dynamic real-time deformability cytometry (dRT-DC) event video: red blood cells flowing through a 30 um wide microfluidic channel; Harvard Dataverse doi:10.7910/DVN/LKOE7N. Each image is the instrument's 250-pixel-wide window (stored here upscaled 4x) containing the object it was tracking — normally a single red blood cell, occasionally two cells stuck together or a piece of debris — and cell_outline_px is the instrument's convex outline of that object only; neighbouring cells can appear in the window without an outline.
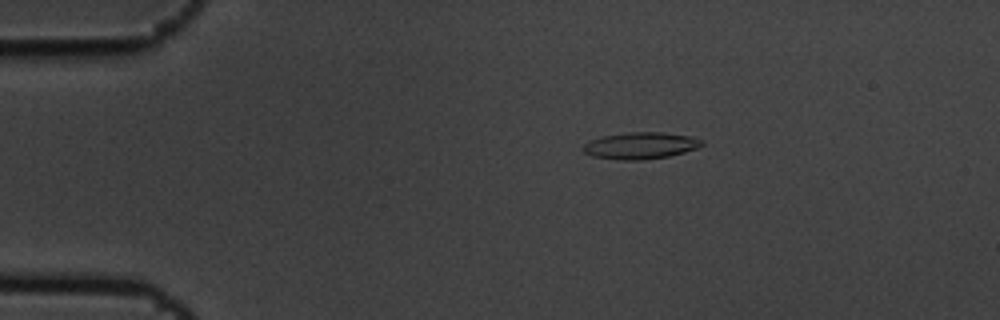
{"species": "common noctule bat (a hibernating species)", "species_latin": "Nyctalus noctula", "temperature_condition": "cold", "stored_images_in_passage": 7, "camera_frame_rate_fps": 3000, "um_per_image_px": 0.085, "animal": {"sex": "male", "body_mass_g": 19.5, "forearm_length_mm": 54.6}, "frame": {"image": 1, "passage_image": 3, "time_ms": 0.667, "image_size_px": [1000, 320], "cell_outline_px": [[704, 144], [696, 148], [684, 152], [668, 156], [644, 160], [620, 160], [592, 156], [584, 152], [584, 144], [588, 140], [600, 136], [628, 132], [660, 132], [692, 136], [704, 140]], "centroid_in_image_um": [54.44, 12.37], "position_along_channel_um": 30.6, "area_um2": 18.61}}
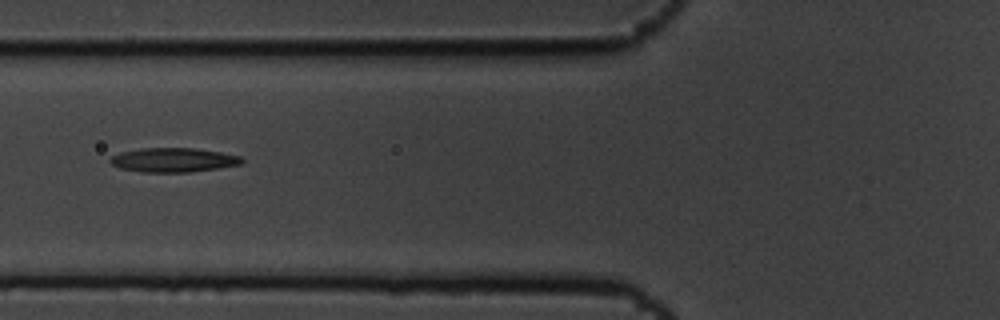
{"frame": {"image": 2, "passage_image": 6, "time_ms": 1.667, "image_size_px": [1000, 320], "cell_outline_px": [[244, 160], [240, 164], [216, 168], [188, 172], [140, 172], [120, 168], [112, 164], [108, 160], [112, 156], [120, 152], [140, 148], [192, 148], [220, 152], [240, 156]], "centroid_in_image_um": [14.69, 13.59], "position_along_channel_um": 111.1, "area_um2": 18.44}}
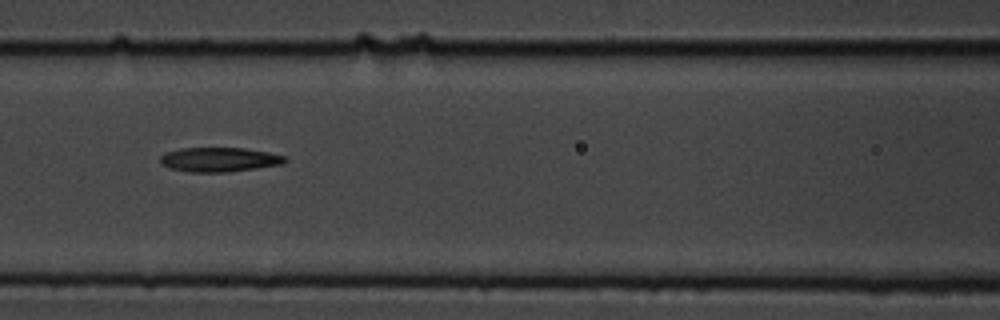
{"frame": {"image": 3, "passage_image": 7, "time_ms": 2.0, "image_size_px": [1000, 320], "cell_outline_px": [[288, 160], [280, 164], [256, 168], [228, 172], [188, 172], [168, 168], [160, 164], [160, 156], [168, 152], [180, 148], [244, 148], [268, 152], [284, 156]], "centroid_in_image_um": [18.59, 13.57], "position_along_channel_um": 148.0, "area_um2": 17.69}}